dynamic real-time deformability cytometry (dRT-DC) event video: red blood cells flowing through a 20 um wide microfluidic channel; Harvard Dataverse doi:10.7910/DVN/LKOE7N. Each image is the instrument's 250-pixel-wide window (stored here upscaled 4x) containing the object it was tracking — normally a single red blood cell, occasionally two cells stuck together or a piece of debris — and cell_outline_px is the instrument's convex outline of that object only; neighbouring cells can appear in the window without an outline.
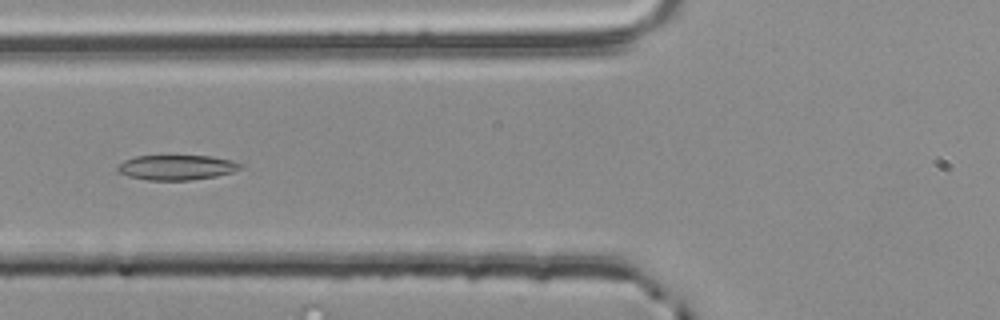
{"species": "common noctule bat (a hibernating species)", "species_latin": "Nyctalus noctula", "temperature_condition": "room temperature", "stored_images_in_passage": 42, "camera_frame_rate_fps": 3000, "um_per_image_px": 0.085, "animal": {"sex": "male", "body_mass_g": 20.4}, "frame": {"image": 1, "passage_image": 8, "time_ms": 2.333, "image_size_px": [1000, 320], "cell_outline_px": [[244, 164], [240, 168], [232, 172], [216, 176], [192, 180], [148, 180], [128, 176], [116, 172], [116, 168], [124, 160], [136, 156], [212, 156], [232, 160]], "centroid_in_image_um": [15.01, 14.23], "position_along_channel_um": 110.8, "area_um2": 17.92}}
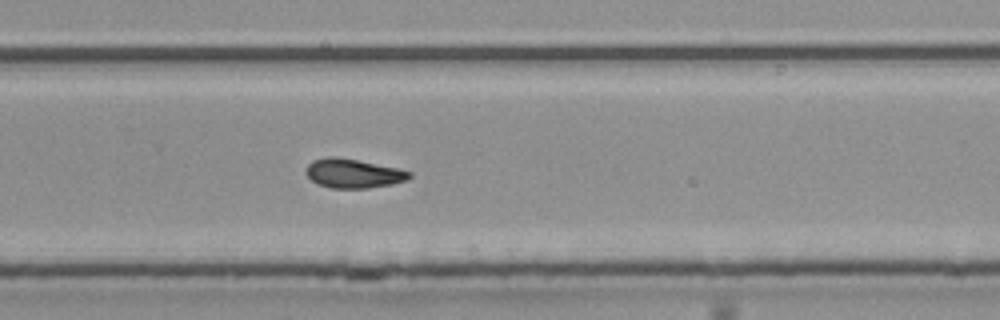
{"frame": {"image": 2, "passage_image": 23, "time_ms": 7.333, "image_size_px": [1000, 320], "cell_outline_px": [[412, 176], [408, 180], [392, 184], [368, 188], [332, 188], [316, 184], [304, 172], [304, 168], [312, 160], [328, 156], [332, 156], [356, 160], [396, 168], [412, 172]], "centroid_in_image_um": [29.99, 14.74], "position_along_channel_um": 299.8, "area_um2": 17.57}}
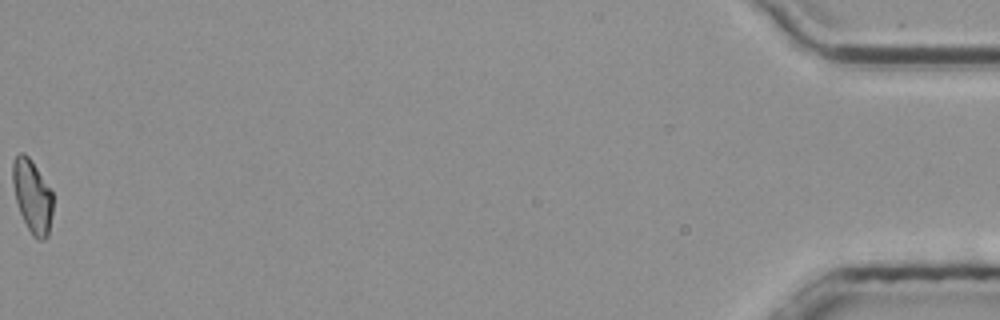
{"frame": {"image": 3, "passage_image": 42, "time_ms": 13.667, "image_size_px": [1000, 320], "cell_outline_px": [[52, 212], [48, 236], [44, 240], [36, 240], [32, 236], [20, 212], [16, 200], [12, 184], [12, 160], [20, 152], [24, 152], [28, 156], [52, 192]], "centroid_in_image_um": [2.73, 16.69], "position_along_channel_um": 432.5, "area_um2": 16.99}, "authors_computed_cell_mechanics": {"area_um2": 17.5423, "velocity_mm_per_s": 3.7835, "shape_relaxation_time_tau1_ms": null, "shape_relaxation_time_tau2_ms": 4.2301, "deformation_change_tau1": null, "deformation_change_tau2": 0.1052}}